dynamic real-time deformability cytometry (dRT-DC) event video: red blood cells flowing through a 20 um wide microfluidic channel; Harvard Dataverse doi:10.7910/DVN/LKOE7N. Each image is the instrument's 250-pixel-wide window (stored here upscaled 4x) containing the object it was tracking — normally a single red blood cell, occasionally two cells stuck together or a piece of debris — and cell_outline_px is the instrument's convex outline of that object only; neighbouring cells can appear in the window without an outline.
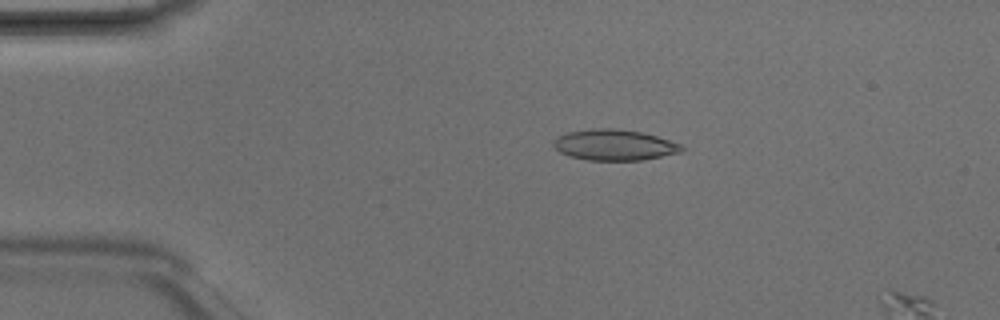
{"species": "Egyptian fruit bat (a non-hibernating species)", "species_latin": "Rousettus aegyptiacus", "temperature_condition": "room temperature", "stored_images_in_passage": 3, "camera_frame_rate_fps": 3000, "um_per_image_px": 0.085, "animal": {"sex": "male"}, "frame": {"image": 1, "passage_image": 2, "time_ms": 0.333, "image_size_px": [1000, 320], "cell_outline_px": [[684, 148], [680, 152], [640, 160], [588, 160], [568, 156], [560, 152], [552, 144], [552, 140], [556, 136], [568, 132], [596, 128], [616, 128], [644, 132], [680, 144]], "centroid_in_image_um": [52.16, 12.31], "position_along_channel_um": 32.8, "area_um2": 23.0}}